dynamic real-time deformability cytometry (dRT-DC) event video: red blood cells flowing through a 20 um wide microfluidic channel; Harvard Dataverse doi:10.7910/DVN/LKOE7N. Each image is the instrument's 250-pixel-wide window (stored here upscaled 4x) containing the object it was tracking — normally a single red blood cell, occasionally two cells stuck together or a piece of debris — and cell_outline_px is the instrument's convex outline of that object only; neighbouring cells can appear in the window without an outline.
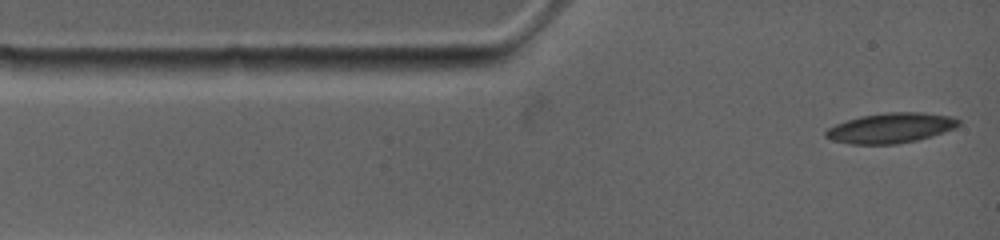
{"species": "common noctule bat (a hibernating species)", "species_latin": "Nyctalus noctula", "temperature_condition": "warm", "stored_images_in_passage": 5, "camera_frame_rate_fps": 4500, "um_per_image_px": 0.085, "animal": {"sex": "female", "body_mass_g": 19.0, "forearm_length_mm": 53.3}, "frame": {"image": 1, "passage_image": 1, "time_ms": 0.0, "image_size_px": [1000, 240], "cell_outline_px": [[960, 124], [956, 128], [944, 132], [916, 140], [896, 144], [848, 144], [832, 140], [824, 136], [824, 132], [828, 128], [836, 124], [860, 116], [888, 112], [924, 112], [952, 116], [960, 120]], "centroid_in_image_um": [75.72, 10.87], "position_along_channel_um": 9.3, "area_um2": 23.35}}
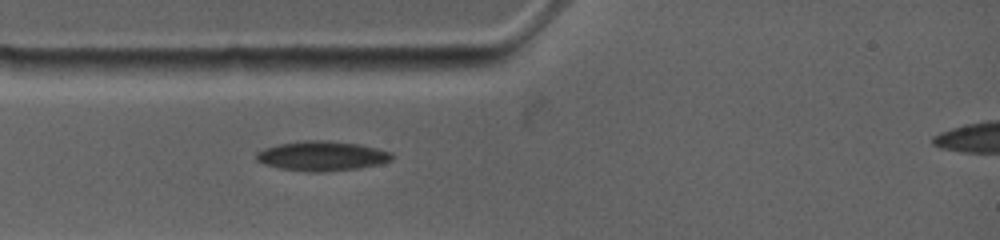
{"frame": {"image": 2, "passage_image": 5, "time_ms": 2.222, "image_size_px": [1000, 240], "cell_outline_px": [[392, 160], [380, 164], [356, 168], [324, 172], [308, 172], [280, 168], [264, 164], [256, 160], [256, 152], [264, 148], [280, 144], [304, 140], [328, 140], [360, 144], [392, 152]], "centroid_in_image_um": [27.36, 13.25], "position_along_channel_um": 57.6, "area_um2": 23.47}}